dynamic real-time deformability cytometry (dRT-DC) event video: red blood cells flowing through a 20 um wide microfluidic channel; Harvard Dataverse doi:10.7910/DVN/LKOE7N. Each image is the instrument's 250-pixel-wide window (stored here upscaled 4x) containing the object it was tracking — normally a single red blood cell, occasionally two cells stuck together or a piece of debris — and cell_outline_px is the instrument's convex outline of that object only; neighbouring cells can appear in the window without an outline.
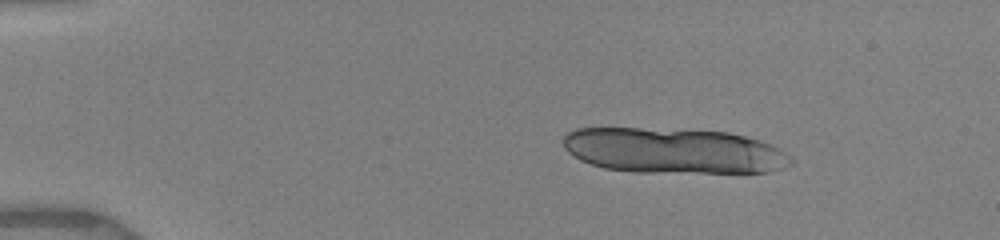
{"species": "human", "species_latin": "Homo sapiens", "temperature_condition": "warm", "stored_images_in_passage": 11, "camera_frame_rate_fps": 3000, "um_per_image_px": 0.085, "donor": {"sex": "female"}, "frame": {"image": 1, "passage_image": 4, "time_ms": 1.333, "image_size_px": [1000, 240], "cell_outline_px": [[796, 160], [792, 164], [768, 172], [632, 172], [604, 168], [580, 160], [568, 152], [564, 148], [564, 136], [568, 132], [576, 128], [640, 128], [728, 132], [760, 140], [792, 156]], "centroid_in_image_um": [57.23, 12.82], "position_along_channel_um": 27.8, "area_um2": 60.05}}